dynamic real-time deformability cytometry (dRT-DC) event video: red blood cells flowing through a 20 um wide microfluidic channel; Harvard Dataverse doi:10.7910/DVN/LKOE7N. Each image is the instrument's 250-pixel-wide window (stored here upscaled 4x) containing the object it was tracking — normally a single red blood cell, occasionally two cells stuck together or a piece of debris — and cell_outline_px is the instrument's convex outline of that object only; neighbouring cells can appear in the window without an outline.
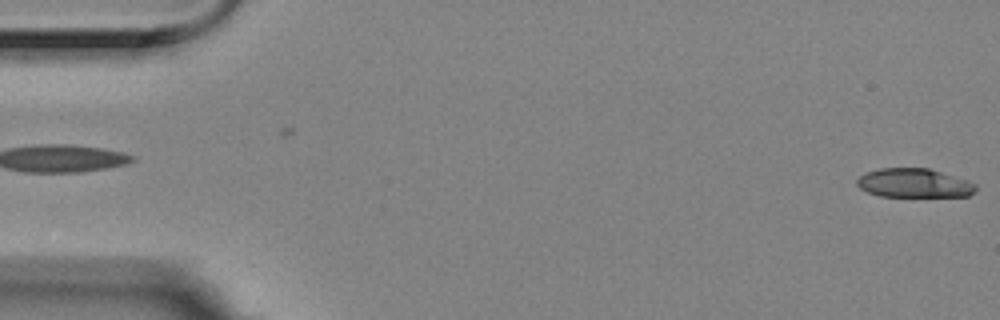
{"species": "Egyptian fruit bat (a non-hibernating species)", "species_latin": "Rousettus aegyptiacus", "temperature_condition": "room temperature", "stored_images_in_passage": 4, "segment_of_instrument_passage": [2, 2], "camera_frame_rate_fps": 3000, "um_per_image_px": 0.085, "animal": {"sex": "female"}, "frame": {"image": 1, "passage_image": 4, "time_ms": 1.0, "image_size_px": [1000, 320], "cell_outline_px": [[976, 188], [968, 196], [880, 196], [868, 192], [860, 188], [856, 184], [856, 180], [864, 172], [880, 168], [928, 168], [968, 180], [976, 184]], "centroid_in_image_um": [77.66, 15.55], "position_along_channel_um": 7.3, "area_um2": 20.0}}